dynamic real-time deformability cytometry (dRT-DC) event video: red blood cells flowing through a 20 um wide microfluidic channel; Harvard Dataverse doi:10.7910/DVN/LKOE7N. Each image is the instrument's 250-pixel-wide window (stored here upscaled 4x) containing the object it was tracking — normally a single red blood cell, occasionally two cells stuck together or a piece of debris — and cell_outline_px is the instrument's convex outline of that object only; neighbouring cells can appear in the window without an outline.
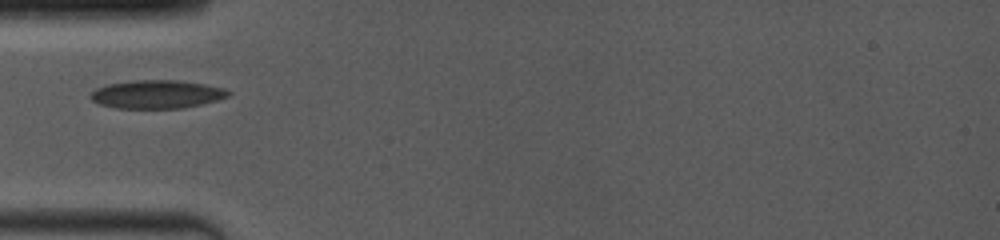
{"species": "common noctule bat (a hibernating species)", "species_latin": "Nyctalus noctula", "temperature_condition": "room temperature", "stored_images_in_passage": 37, "camera_frame_rate_fps": 4000, "um_per_image_px": 0.085, "animal": {"sex": "female", "body_mass_g": 19.0, "forearm_length_mm": 53.3}, "frame": {"image": 1, "passage_image": 1, "time_ms": 0.0, "image_size_px": [1000, 240], "cell_outline_px": [[232, 92], [228, 96], [216, 100], [184, 108], [116, 108], [100, 104], [92, 100], [88, 96], [96, 88], [108, 84], [140, 80], [176, 80], [204, 84], [224, 88]], "centroid_in_image_um": [13.32, 8.01], "position_along_channel_um": 71.7, "area_um2": 22.54}}
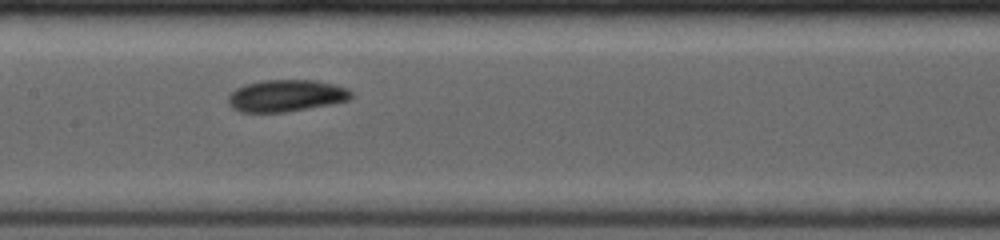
{"frame": {"image": 2, "passage_image": 12, "time_ms": 2.75, "image_size_px": [1000, 240], "cell_outline_px": [[352, 100], [332, 104], [284, 112], [240, 112], [232, 108], [228, 104], [228, 96], [236, 88], [248, 84], [268, 80], [316, 80], [348, 88], [352, 92]], "centroid_in_image_um": [24.35, 8.14], "position_along_channel_um": 183.0, "area_um2": 22.83}}
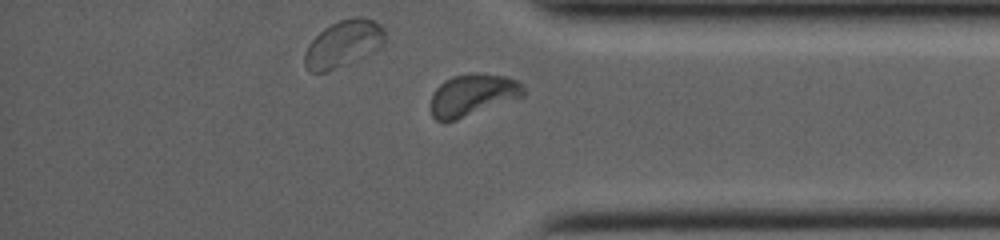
{"frame": {"image": 3, "passage_image": 32, "time_ms": 8.0, "image_size_px": [1000, 240], "cell_outline_px": [[524, 96], [456, 120], [444, 124], [436, 120], [432, 116], [432, 92], [444, 80], [452, 76], [472, 72], [504, 76], [516, 80], [524, 88]], "centroid_in_image_um": [40.14, 8.08], "position_along_channel_um": 395.1, "area_um2": 22.72}}